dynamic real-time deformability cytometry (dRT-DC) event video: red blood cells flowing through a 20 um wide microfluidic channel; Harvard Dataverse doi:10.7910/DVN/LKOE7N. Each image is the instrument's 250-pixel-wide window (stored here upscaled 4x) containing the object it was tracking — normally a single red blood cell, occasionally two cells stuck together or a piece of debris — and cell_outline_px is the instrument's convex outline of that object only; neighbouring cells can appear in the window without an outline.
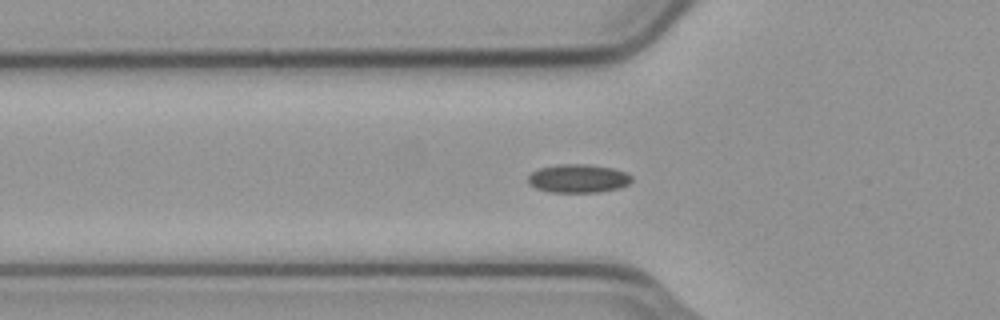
{"species": "common noctule bat (a hibernating species)", "species_latin": "Nyctalus noctula", "temperature_condition": "cold", "stored_images_in_passage": 57, "camera_frame_rate_fps": 3000, "um_per_image_px": 0.085, "animal": {"sex": "male", "body_mass_g": 23.1, "forearm_length_mm": 52.7}, "frame": {"image": 1, "passage_image": 19, "time_ms": 6.0, "image_size_px": [1000, 320], "cell_outline_px": [[632, 180], [628, 184], [620, 188], [600, 192], [548, 192], [536, 188], [528, 184], [528, 176], [532, 172], [540, 168], [560, 164], [584, 164], [612, 168], [624, 172], [632, 176]], "centroid_in_image_um": [49.13, 15.18], "position_along_channel_um": 76.7, "area_um2": 17.17}}
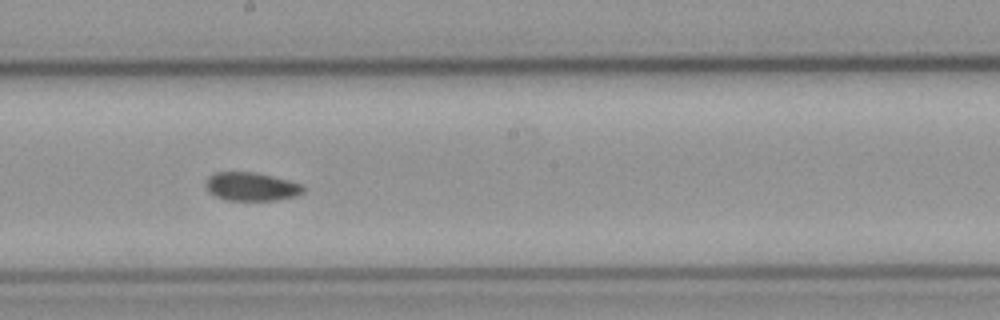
{"frame": {"image": 2, "passage_image": 31, "time_ms": 10.0, "image_size_px": [1000, 320], "cell_outline_px": [[304, 192], [296, 196], [276, 200], [228, 200], [216, 196], [208, 192], [204, 184], [204, 180], [208, 176], [216, 172], [256, 172], [288, 180], [300, 184], [304, 188]], "centroid_in_image_um": [21.32, 15.85], "position_along_channel_um": 226.9, "area_um2": 16.24}}
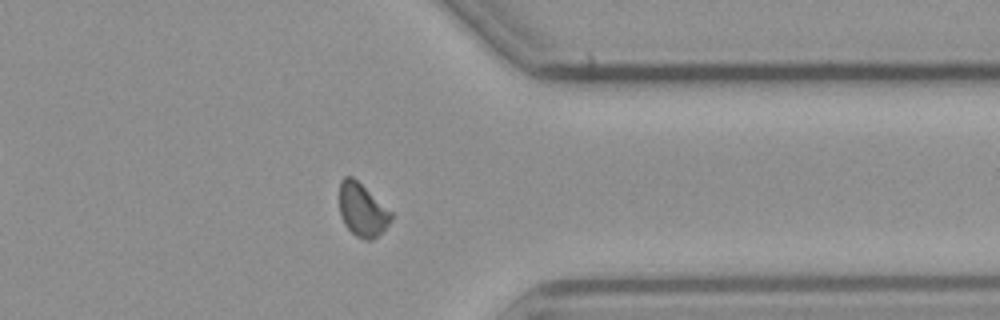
{"frame": {"image": 3, "passage_image": 44, "time_ms": 14.333, "image_size_px": [1000, 320], "cell_outline_px": [[392, 220], [372, 240], [364, 240], [356, 236], [344, 224], [340, 216], [340, 180], [344, 176], [352, 176], [392, 212]], "centroid_in_image_um": [30.77, 17.84], "position_along_channel_um": 380.6, "area_um2": 15.78}, "authors_computed_cell_mechanics": {"area_um2": 16.3574, "velocity_mm_per_s": 3.7275, "shape_relaxation_time_tau1_ms": null, "shape_relaxation_time_tau2_ms": 4.139, "deformation_change_tau1": null, "deformation_change_tau2": 0.0679}}